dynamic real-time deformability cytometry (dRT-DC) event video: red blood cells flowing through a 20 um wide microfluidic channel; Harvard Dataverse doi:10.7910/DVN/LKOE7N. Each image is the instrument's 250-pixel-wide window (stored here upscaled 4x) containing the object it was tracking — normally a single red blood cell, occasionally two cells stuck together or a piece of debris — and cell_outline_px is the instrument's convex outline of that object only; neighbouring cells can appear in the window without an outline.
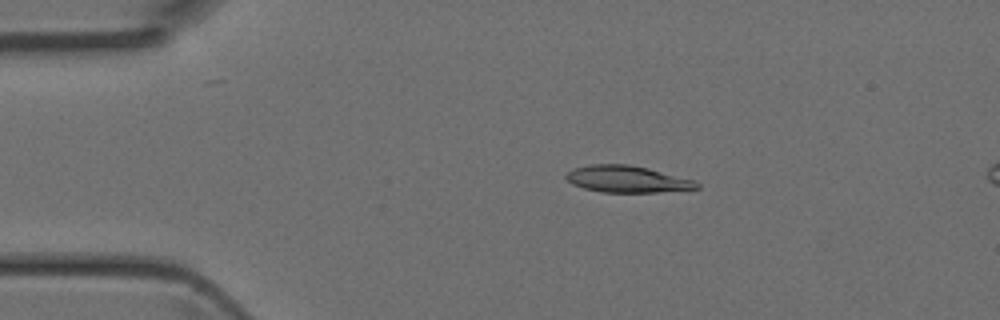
{"species": "Egyptian fruit bat (a non-hibernating species)", "species_latin": "Rousettus aegyptiacus", "temperature_condition": "room temperature", "stored_images_in_passage": 4, "segment_of_instrument_passage": [1, 2], "camera_frame_rate_fps": 3000, "um_per_image_px": 0.085, "animal": {"sex": "female"}, "frame": {"image": 1, "passage_image": 2, "time_ms": 0.333, "image_size_px": [1000, 320], "cell_outline_px": [[700, 188], [656, 192], [600, 192], [584, 188], [572, 184], [564, 176], [572, 168], [592, 164], [628, 164], [648, 168], [692, 180], [700, 184]], "centroid_in_image_um": [53.26, 15.22], "position_along_channel_um": 31.7, "area_um2": 20.17}}